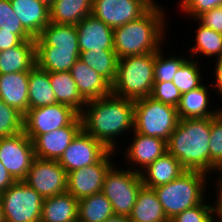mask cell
<instances>
[{
	"label": "cell",
	"instance_id": "6da1fadb",
	"mask_svg": "<svg viewBox=\"0 0 222 222\" xmlns=\"http://www.w3.org/2000/svg\"><path fill=\"white\" fill-rule=\"evenodd\" d=\"M79 116L85 133L118 153L122 147L117 144V139L128 133L132 135L134 130V100L111 93L87 101Z\"/></svg>",
	"mask_w": 222,
	"mask_h": 222
},
{
	"label": "cell",
	"instance_id": "7a4b0ae2",
	"mask_svg": "<svg viewBox=\"0 0 222 222\" xmlns=\"http://www.w3.org/2000/svg\"><path fill=\"white\" fill-rule=\"evenodd\" d=\"M166 18L164 8L156 5L136 20L115 28L114 51L118 58L154 53L163 48L169 22Z\"/></svg>",
	"mask_w": 222,
	"mask_h": 222
},
{
	"label": "cell",
	"instance_id": "3957f363",
	"mask_svg": "<svg viewBox=\"0 0 222 222\" xmlns=\"http://www.w3.org/2000/svg\"><path fill=\"white\" fill-rule=\"evenodd\" d=\"M211 117L180 119L170 135L167 152L186 170L202 171L210 176Z\"/></svg>",
	"mask_w": 222,
	"mask_h": 222
},
{
	"label": "cell",
	"instance_id": "277c9868",
	"mask_svg": "<svg viewBox=\"0 0 222 222\" xmlns=\"http://www.w3.org/2000/svg\"><path fill=\"white\" fill-rule=\"evenodd\" d=\"M210 178L212 176L205 172L186 170L170 183L153 188L167 219L170 221L177 214L200 204L206 198Z\"/></svg>",
	"mask_w": 222,
	"mask_h": 222
},
{
	"label": "cell",
	"instance_id": "5b68a950",
	"mask_svg": "<svg viewBox=\"0 0 222 222\" xmlns=\"http://www.w3.org/2000/svg\"><path fill=\"white\" fill-rule=\"evenodd\" d=\"M154 53L119 58L112 94L137 100L151 95L154 84Z\"/></svg>",
	"mask_w": 222,
	"mask_h": 222
},
{
	"label": "cell",
	"instance_id": "8992f818",
	"mask_svg": "<svg viewBox=\"0 0 222 222\" xmlns=\"http://www.w3.org/2000/svg\"><path fill=\"white\" fill-rule=\"evenodd\" d=\"M179 116L177 108L148 96L134 100V130L145 136L168 141L175 130Z\"/></svg>",
	"mask_w": 222,
	"mask_h": 222
},
{
	"label": "cell",
	"instance_id": "52a82bcc",
	"mask_svg": "<svg viewBox=\"0 0 222 222\" xmlns=\"http://www.w3.org/2000/svg\"><path fill=\"white\" fill-rule=\"evenodd\" d=\"M142 186L140 173L113 165L106 173L102 193L111 202L115 215L129 216Z\"/></svg>",
	"mask_w": 222,
	"mask_h": 222
},
{
	"label": "cell",
	"instance_id": "ba28073f",
	"mask_svg": "<svg viewBox=\"0 0 222 222\" xmlns=\"http://www.w3.org/2000/svg\"><path fill=\"white\" fill-rule=\"evenodd\" d=\"M5 222H40L43 197L24 181L0 193Z\"/></svg>",
	"mask_w": 222,
	"mask_h": 222
},
{
	"label": "cell",
	"instance_id": "9c48e42d",
	"mask_svg": "<svg viewBox=\"0 0 222 222\" xmlns=\"http://www.w3.org/2000/svg\"><path fill=\"white\" fill-rule=\"evenodd\" d=\"M78 115L61 103L29 109L24 115L23 132L33 141L38 135L68 126Z\"/></svg>",
	"mask_w": 222,
	"mask_h": 222
},
{
	"label": "cell",
	"instance_id": "30bf717a",
	"mask_svg": "<svg viewBox=\"0 0 222 222\" xmlns=\"http://www.w3.org/2000/svg\"><path fill=\"white\" fill-rule=\"evenodd\" d=\"M116 151L110 150L99 162L67 173V190L77 200L102 192L108 170L116 163Z\"/></svg>",
	"mask_w": 222,
	"mask_h": 222
},
{
	"label": "cell",
	"instance_id": "8fae6325",
	"mask_svg": "<svg viewBox=\"0 0 222 222\" xmlns=\"http://www.w3.org/2000/svg\"><path fill=\"white\" fill-rule=\"evenodd\" d=\"M36 158L33 141L24 133L0 138V161L16 181H23Z\"/></svg>",
	"mask_w": 222,
	"mask_h": 222
},
{
	"label": "cell",
	"instance_id": "7c38bea8",
	"mask_svg": "<svg viewBox=\"0 0 222 222\" xmlns=\"http://www.w3.org/2000/svg\"><path fill=\"white\" fill-rule=\"evenodd\" d=\"M23 181L43 199L67 190V172L56 160L35 158Z\"/></svg>",
	"mask_w": 222,
	"mask_h": 222
},
{
	"label": "cell",
	"instance_id": "4fadbf2b",
	"mask_svg": "<svg viewBox=\"0 0 222 222\" xmlns=\"http://www.w3.org/2000/svg\"><path fill=\"white\" fill-rule=\"evenodd\" d=\"M151 7L146 0H93L92 15L115 29L141 17Z\"/></svg>",
	"mask_w": 222,
	"mask_h": 222
},
{
	"label": "cell",
	"instance_id": "5bb4252c",
	"mask_svg": "<svg viewBox=\"0 0 222 222\" xmlns=\"http://www.w3.org/2000/svg\"><path fill=\"white\" fill-rule=\"evenodd\" d=\"M109 151L102 142L81 130L64 151L58 163L68 173L99 162Z\"/></svg>",
	"mask_w": 222,
	"mask_h": 222
},
{
	"label": "cell",
	"instance_id": "9a60e30c",
	"mask_svg": "<svg viewBox=\"0 0 222 222\" xmlns=\"http://www.w3.org/2000/svg\"><path fill=\"white\" fill-rule=\"evenodd\" d=\"M81 130L82 122L78 115L68 126L38 135L33 140L36 158L58 161Z\"/></svg>",
	"mask_w": 222,
	"mask_h": 222
},
{
	"label": "cell",
	"instance_id": "2e32d148",
	"mask_svg": "<svg viewBox=\"0 0 222 222\" xmlns=\"http://www.w3.org/2000/svg\"><path fill=\"white\" fill-rule=\"evenodd\" d=\"M132 133L133 141L130 140L131 143L128 144L127 149L124 148L123 164L125 162L131 164V167L127 165L128 169L141 173L149 164L167 152V145L161 138L145 136L135 131Z\"/></svg>",
	"mask_w": 222,
	"mask_h": 222
},
{
	"label": "cell",
	"instance_id": "e0dca14e",
	"mask_svg": "<svg viewBox=\"0 0 222 222\" xmlns=\"http://www.w3.org/2000/svg\"><path fill=\"white\" fill-rule=\"evenodd\" d=\"M80 52L89 50H114V29L92 14L77 25Z\"/></svg>",
	"mask_w": 222,
	"mask_h": 222
},
{
	"label": "cell",
	"instance_id": "ac0fdd59",
	"mask_svg": "<svg viewBox=\"0 0 222 222\" xmlns=\"http://www.w3.org/2000/svg\"><path fill=\"white\" fill-rule=\"evenodd\" d=\"M209 88L212 90V87L203 83L197 89L182 94L177 107L179 119L215 117L222 111L221 107L218 106L214 109V106L210 104L212 101L214 102V98L211 100L214 96H212Z\"/></svg>",
	"mask_w": 222,
	"mask_h": 222
},
{
	"label": "cell",
	"instance_id": "d6986e66",
	"mask_svg": "<svg viewBox=\"0 0 222 222\" xmlns=\"http://www.w3.org/2000/svg\"><path fill=\"white\" fill-rule=\"evenodd\" d=\"M70 72L79 93L86 101L99 99L112 93V86L80 59L71 67Z\"/></svg>",
	"mask_w": 222,
	"mask_h": 222
},
{
	"label": "cell",
	"instance_id": "ffe728a7",
	"mask_svg": "<svg viewBox=\"0 0 222 222\" xmlns=\"http://www.w3.org/2000/svg\"><path fill=\"white\" fill-rule=\"evenodd\" d=\"M29 72L0 74V99L23 116L29 110Z\"/></svg>",
	"mask_w": 222,
	"mask_h": 222
},
{
	"label": "cell",
	"instance_id": "44dd1931",
	"mask_svg": "<svg viewBox=\"0 0 222 222\" xmlns=\"http://www.w3.org/2000/svg\"><path fill=\"white\" fill-rule=\"evenodd\" d=\"M23 28L33 37L50 23V9L38 0H9Z\"/></svg>",
	"mask_w": 222,
	"mask_h": 222
},
{
	"label": "cell",
	"instance_id": "7402d4cb",
	"mask_svg": "<svg viewBox=\"0 0 222 222\" xmlns=\"http://www.w3.org/2000/svg\"><path fill=\"white\" fill-rule=\"evenodd\" d=\"M79 48H58L49 45H35L36 65L48 71L67 72L79 59Z\"/></svg>",
	"mask_w": 222,
	"mask_h": 222
},
{
	"label": "cell",
	"instance_id": "603a6c76",
	"mask_svg": "<svg viewBox=\"0 0 222 222\" xmlns=\"http://www.w3.org/2000/svg\"><path fill=\"white\" fill-rule=\"evenodd\" d=\"M186 169L170 153L166 152L149 164L140 175L143 186L149 188L159 187L178 178Z\"/></svg>",
	"mask_w": 222,
	"mask_h": 222
},
{
	"label": "cell",
	"instance_id": "cb8c5ba5",
	"mask_svg": "<svg viewBox=\"0 0 222 222\" xmlns=\"http://www.w3.org/2000/svg\"><path fill=\"white\" fill-rule=\"evenodd\" d=\"M40 222H78V200L68 192L44 198Z\"/></svg>",
	"mask_w": 222,
	"mask_h": 222
},
{
	"label": "cell",
	"instance_id": "d4e9b609",
	"mask_svg": "<svg viewBox=\"0 0 222 222\" xmlns=\"http://www.w3.org/2000/svg\"><path fill=\"white\" fill-rule=\"evenodd\" d=\"M35 65L34 40H25L15 47L2 51L0 55V74L29 72Z\"/></svg>",
	"mask_w": 222,
	"mask_h": 222
},
{
	"label": "cell",
	"instance_id": "484cf974",
	"mask_svg": "<svg viewBox=\"0 0 222 222\" xmlns=\"http://www.w3.org/2000/svg\"><path fill=\"white\" fill-rule=\"evenodd\" d=\"M131 222H169L153 188L142 186L131 214Z\"/></svg>",
	"mask_w": 222,
	"mask_h": 222
},
{
	"label": "cell",
	"instance_id": "4316f807",
	"mask_svg": "<svg viewBox=\"0 0 222 222\" xmlns=\"http://www.w3.org/2000/svg\"><path fill=\"white\" fill-rule=\"evenodd\" d=\"M49 79L56 102L67 105L80 114L87 101L79 93L71 72L49 73Z\"/></svg>",
	"mask_w": 222,
	"mask_h": 222
},
{
	"label": "cell",
	"instance_id": "83f0119b",
	"mask_svg": "<svg viewBox=\"0 0 222 222\" xmlns=\"http://www.w3.org/2000/svg\"><path fill=\"white\" fill-rule=\"evenodd\" d=\"M93 0H54L50 9V22L76 26L92 14Z\"/></svg>",
	"mask_w": 222,
	"mask_h": 222
},
{
	"label": "cell",
	"instance_id": "f1b7e54d",
	"mask_svg": "<svg viewBox=\"0 0 222 222\" xmlns=\"http://www.w3.org/2000/svg\"><path fill=\"white\" fill-rule=\"evenodd\" d=\"M28 85L29 109L40 108L57 103L48 71L35 65L29 71Z\"/></svg>",
	"mask_w": 222,
	"mask_h": 222
},
{
	"label": "cell",
	"instance_id": "f546056e",
	"mask_svg": "<svg viewBox=\"0 0 222 222\" xmlns=\"http://www.w3.org/2000/svg\"><path fill=\"white\" fill-rule=\"evenodd\" d=\"M35 45H49L58 48H79L77 28L74 25L50 22L34 38Z\"/></svg>",
	"mask_w": 222,
	"mask_h": 222
},
{
	"label": "cell",
	"instance_id": "4dcf8cb0",
	"mask_svg": "<svg viewBox=\"0 0 222 222\" xmlns=\"http://www.w3.org/2000/svg\"><path fill=\"white\" fill-rule=\"evenodd\" d=\"M198 27L196 26L195 45L189 51V58H203L212 56L217 59L222 56V33L216 32L208 27H205L197 19ZM200 56V57H199ZM196 57V58H195Z\"/></svg>",
	"mask_w": 222,
	"mask_h": 222
},
{
	"label": "cell",
	"instance_id": "1f68e13d",
	"mask_svg": "<svg viewBox=\"0 0 222 222\" xmlns=\"http://www.w3.org/2000/svg\"><path fill=\"white\" fill-rule=\"evenodd\" d=\"M79 59L93 68L111 86L113 85L118 68L119 58L114 50H89L80 52Z\"/></svg>",
	"mask_w": 222,
	"mask_h": 222
},
{
	"label": "cell",
	"instance_id": "d6a6232c",
	"mask_svg": "<svg viewBox=\"0 0 222 222\" xmlns=\"http://www.w3.org/2000/svg\"><path fill=\"white\" fill-rule=\"evenodd\" d=\"M113 215L111 202L102 192L78 200V222H104Z\"/></svg>",
	"mask_w": 222,
	"mask_h": 222
},
{
	"label": "cell",
	"instance_id": "836d02e7",
	"mask_svg": "<svg viewBox=\"0 0 222 222\" xmlns=\"http://www.w3.org/2000/svg\"><path fill=\"white\" fill-rule=\"evenodd\" d=\"M197 60L199 61V59L188 58L173 77V84L182 94L197 89L204 82L199 66L201 64Z\"/></svg>",
	"mask_w": 222,
	"mask_h": 222
},
{
	"label": "cell",
	"instance_id": "e575fe53",
	"mask_svg": "<svg viewBox=\"0 0 222 222\" xmlns=\"http://www.w3.org/2000/svg\"><path fill=\"white\" fill-rule=\"evenodd\" d=\"M210 176L222 174V111L211 117L210 134ZM215 172V173H214Z\"/></svg>",
	"mask_w": 222,
	"mask_h": 222
},
{
	"label": "cell",
	"instance_id": "d590c367",
	"mask_svg": "<svg viewBox=\"0 0 222 222\" xmlns=\"http://www.w3.org/2000/svg\"><path fill=\"white\" fill-rule=\"evenodd\" d=\"M164 48H161L155 52L154 60V82H170L173 80L176 72L179 70L181 65L187 60L186 57H180L178 55H165L163 52Z\"/></svg>",
	"mask_w": 222,
	"mask_h": 222
},
{
	"label": "cell",
	"instance_id": "8d00e7d4",
	"mask_svg": "<svg viewBox=\"0 0 222 222\" xmlns=\"http://www.w3.org/2000/svg\"><path fill=\"white\" fill-rule=\"evenodd\" d=\"M24 116L0 99V138L23 132Z\"/></svg>",
	"mask_w": 222,
	"mask_h": 222
},
{
	"label": "cell",
	"instance_id": "74e56055",
	"mask_svg": "<svg viewBox=\"0 0 222 222\" xmlns=\"http://www.w3.org/2000/svg\"><path fill=\"white\" fill-rule=\"evenodd\" d=\"M208 199L206 196L200 204L177 214L170 222H210L211 217L216 211V207L215 202L212 205V203H208L211 202Z\"/></svg>",
	"mask_w": 222,
	"mask_h": 222
},
{
	"label": "cell",
	"instance_id": "f35d334b",
	"mask_svg": "<svg viewBox=\"0 0 222 222\" xmlns=\"http://www.w3.org/2000/svg\"><path fill=\"white\" fill-rule=\"evenodd\" d=\"M0 31H10L16 35H30L23 28L9 0H0Z\"/></svg>",
	"mask_w": 222,
	"mask_h": 222
},
{
	"label": "cell",
	"instance_id": "ab89813d",
	"mask_svg": "<svg viewBox=\"0 0 222 222\" xmlns=\"http://www.w3.org/2000/svg\"><path fill=\"white\" fill-rule=\"evenodd\" d=\"M182 93L170 82H154L150 97L174 107H178Z\"/></svg>",
	"mask_w": 222,
	"mask_h": 222
},
{
	"label": "cell",
	"instance_id": "60d3db41",
	"mask_svg": "<svg viewBox=\"0 0 222 222\" xmlns=\"http://www.w3.org/2000/svg\"><path fill=\"white\" fill-rule=\"evenodd\" d=\"M222 0H179V9L183 15L197 19L204 12L220 6Z\"/></svg>",
	"mask_w": 222,
	"mask_h": 222
},
{
	"label": "cell",
	"instance_id": "b9f144b4",
	"mask_svg": "<svg viewBox=\"0 0 222 222\" xmlns=\"http://www.w3.org/2000/svg\"><path fill=\"white\" fill-rule=\"evenodd\" d=\"M197 20L205 27L222 33V9L220 7L204 12Z\"/></svg>",
	"mask_w": 222,
	"mask_h": 222
},
{
	"label": "cell",
	"instance_id": "7bdbcfd3",
	"mask_svg": "<svg viewBox=\"0 0 222 222\" xmlns=\"http://www.w3.org/2000/svg\"><path fill=\"white\" fill-rule=\"evenodd\" d=\"M25 40H34V38L31 35H16L10 31H0L1 51L15 47Z\"/></svg>",
	"mask_w": 222,
	"mask_h": 222
},
{
	"label": "cell",
	"instance_id": "ee69618b",
	"mask_svg": "<svg viewBox=\"0 0 222 222\" xmlns=\"http://www.w3.org/2000/svg\"><path fill=\"white\" fill-rule=\"evenodd\" d=\"M214 61H216L215 62V67H213V69H214V72H212L213 73V77L215 78V79H213L214 80V82L213 83H210L211 85V87H212V91H213V93H214V91H215V94H213L214 96H216V94H217V98H222V56L221 57H219V58H217V59H215Z\"/></svg>",
	"mask_w": 222,
	"mask_h": 222
},
{
	"label": "cell",
	"instance_id": "f6af8a7d",
	"mask_svg": "<svg viewBox=\"0 0 222 222\" xmlns=\"http://www.w3.org/2000/svg\"><path fill=\"white\" fill-rule=\"evenodd\" d=\"M15 182L16 180L11 176V174L0 161V193L7 190Z\"/></svg>",
	"mask_w": 222,
	"mask_h": 222
},
{
	"label": "cell",
	"instance_id": "bcb514c9",
	"mask_svg": "<svg viewBox=\"0 0 222 222\" xmlns=\"http://www.w3.org/2000/svg\"><path fill=\"white\" fill-rule=\"evenodd\" d=\"M217 178L215 179L216 184L214 191L216 190V196H215V207H216V212L219 213L222 216V174H219L216 176Z\"/></svg>",
	"mask_w": 222,
	"mask_h": 222
},
{
	"label": "cell",
	"instance_id": "7dc6e473",
	"mask_svg": "<svg viewBox=\"0 0 222 222\" xmlns=\"http://www.w3.org/2000/svg\"><path fill=\"white\" fill-rule=\"evenodd\" d=\"M104 222H131L128 216L123 215H113L106 219Z\"/></svg>",
	"mask_w": 222,
	"mask_h": 222
},
{
	"label": "cell",
	"instance_id": "c3c4849f",
	"mask_svg": "<svg viewBox=\"0 0 222 222\" xmlns=\"http://www.w3.org/2000/svg\"><path fill=\"white\" fill-rule=\"evenodd\" d=\"M210 222H222V216L215 211L210 219Z\"/></svg>",
	"mask_w": 222,
	"mask_h": 222
},
{
	"label": "cell",
	"instance_id": "681fc988",
	"mask_svg": "<svg viewBox=\"0 0 222 222\" xmlns=\"http://www.w3.org/2000/svg\"><path fill=\"white\" fill-rule=\"evenodd\" d=\"M38 1L45 4L48 8H50L54 3V0H38Z\"/></svg>",
	"mask_w": 222,
	"mask_h": 222
},
{
	"label": "cell",
	"instance_id": "f907efd6",
	"mask_svg": "<svg viewBox=\"0 0 222 222\" xmlns=\"http://www.w3.org/2000/svg\"><path fill=\"white\" fill-rule=\"evenodd\" d=\"M0 222H5L1 201H0Z\"/></svg>",
	"mask_w": 222,
	"mask_h": 222
},
{
	"label": "cell",
	"instance_id": "816d5d0a",
	"mask_svg": "<svg viewBox=\"0 0 222 222\" xmlns=\"http://www.w3.org/2000/svg\"><path fill=\"white\" fill-rule=\"evenodd\" d=\"M151 6H156V5H160L158 4V2H156L155 0H146Z\"/></svg>",
	"mask_w": 222,
	"mask_h": 222
}]
</instances>
